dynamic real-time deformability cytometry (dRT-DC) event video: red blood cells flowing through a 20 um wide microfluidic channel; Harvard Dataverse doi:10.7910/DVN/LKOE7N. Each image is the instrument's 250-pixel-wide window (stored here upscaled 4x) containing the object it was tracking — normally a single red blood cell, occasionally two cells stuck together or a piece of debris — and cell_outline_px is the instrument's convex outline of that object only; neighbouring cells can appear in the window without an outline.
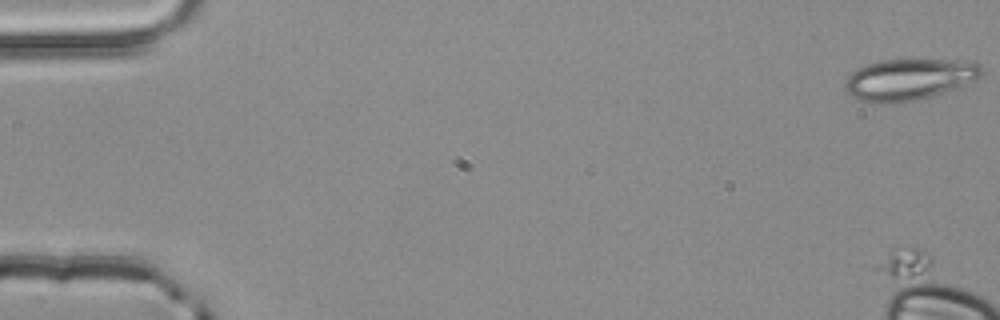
{"species": "common noctule bat (a hibernating species)", "species_latin": "Nyctalus noctula", "temperature_condition": "room temperature", "stored_images_in_passage": 5, "camera_frame_rate_fps": 3000, "um_per_image_px": 0.085, "animal": {"sex": "male", "body_mass_g": 20.4}, "frame": {"image": 1, "passage_image": 5, "time_ms": 1.333, "image_size_px": [1000, 320], "cell_outline_px": [[984, 72], [980, 76], [956, 88], [932, 96], [916, 100], [892, 104], [880, 104], [856, 100], [848, 92], [844, 84], [848, 76], [856, 68], [868, 64], [884, 60], [976, 60], [980, 64]], "centroid_in_image_um": [77.27, 6.75], "position_along_channel_um": 7.7, "area_um2": 33.12}}